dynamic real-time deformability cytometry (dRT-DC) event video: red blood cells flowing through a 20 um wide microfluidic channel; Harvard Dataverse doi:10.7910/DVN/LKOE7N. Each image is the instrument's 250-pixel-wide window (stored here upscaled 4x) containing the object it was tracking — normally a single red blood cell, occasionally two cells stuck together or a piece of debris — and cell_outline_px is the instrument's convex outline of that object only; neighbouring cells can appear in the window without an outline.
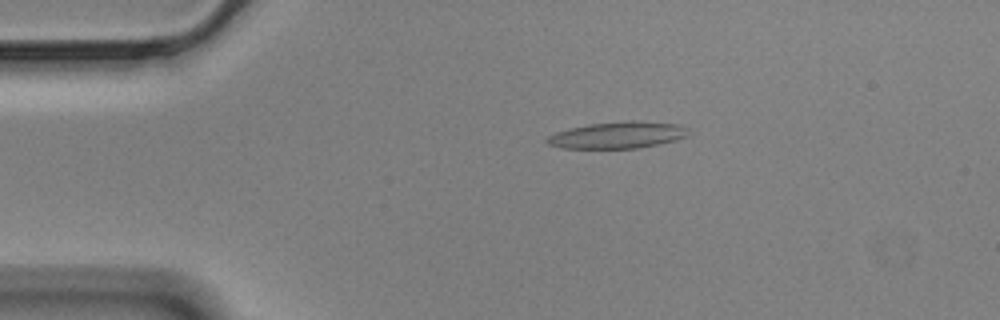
{"species": "Egyptian fruit bat (a non-hibernating species)", "species_latin": "Rousettus aegyptiacus", "temperature_condition": "cold", "stored_images_in_passage": 49, "segment_of_instrument_passage": [1, 2], "camera_frame_rate_fps": 3000, "um_per_image_px": 0.085, "animal": {"sex": "male"}, "frame": {"image": 1, "passage_image": 3, "time_ms": 0.667, "image_size_px": [1000, 320], "cell_outline_px": [[688, 136], [656, 144], [636, 148], [560, 148], [548, 144], [544, 140], [548, 136], [556, 132], [588, 124], [632, 120], [676, 124], [684, 128]], "centroid_in_image_um": [52.41, 11.48], "position_along_channel_um": 32.6, "area_um2": 21.5}}
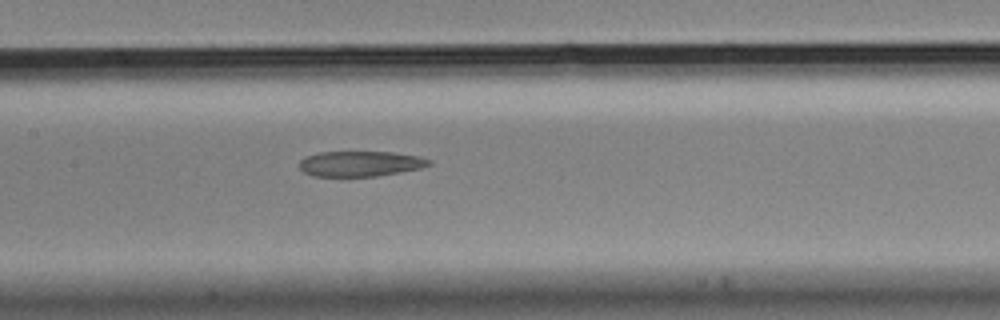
{"frame": {"image": 2, "passage_image": 19, "time_ms": 6.0, "image_size_px": [1000, 320], "cell_outline_px": [[432, 164], [420, 168], [400, 172], [376, 176], [312, 176], [304, 172], [300, 168], [300, 160], [304, 156], [320, 152], [392, 152], [420, 156], [432, 160]], "centroid_in_image_um": [30.63, 13.91], "position_along_channel_um": 176.8, "area_um2": 19.19}}
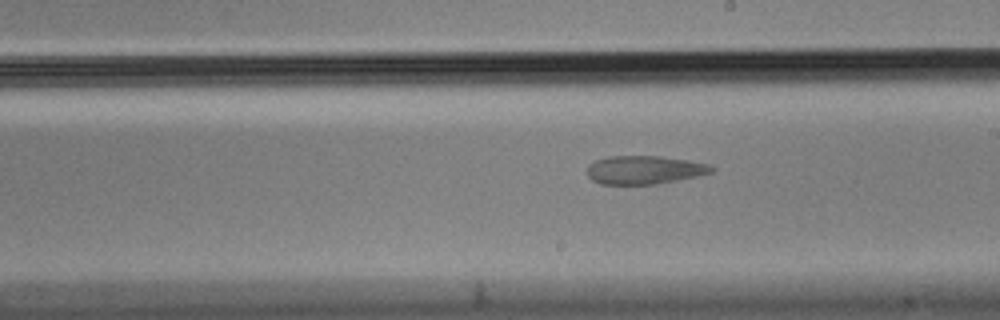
{"frame": {"image": 3, "passage_image": 24, "time_ms": 7.667, "image_size_px": [1000, 320], "cell_outline_px": [[716, 168], [712, 172], [696, 176], [656, 184], [600, 184], [592, 180], [588, 176], [588, 164], [596, 160], [608, 156], [660, 156], [688, 160], [712, 164]], "centroid_in_image_um": [54.79, 14.43], "position_along_channel_um": 234.2, "area_um2": 20.63}}